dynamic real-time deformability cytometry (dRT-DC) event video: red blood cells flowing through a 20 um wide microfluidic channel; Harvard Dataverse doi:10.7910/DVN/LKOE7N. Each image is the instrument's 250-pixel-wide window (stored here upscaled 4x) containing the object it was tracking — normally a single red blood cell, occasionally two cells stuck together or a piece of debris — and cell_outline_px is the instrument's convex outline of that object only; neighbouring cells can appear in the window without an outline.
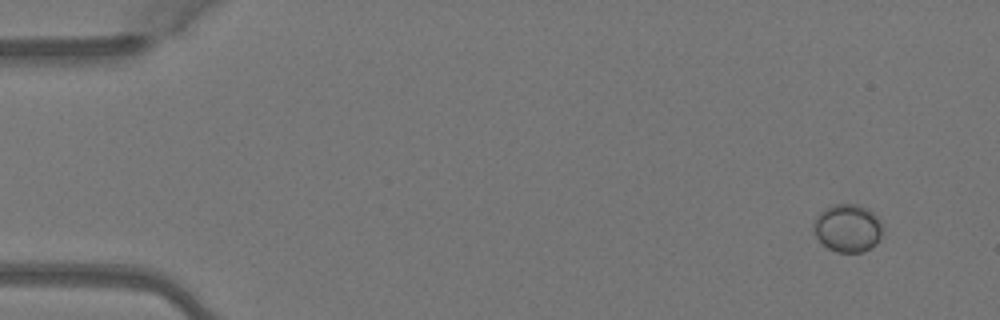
{"species": "Egyptian fruit bat (a non-hibernating species)", "species_latin": "Rousettus aegyptiacus", "temperature_condition": "warm", "stored_images_in_passage": 4, "camera_frame_rate_fps": 3000, "um_per_image_px": 0.085, "animal": {"sex": "female"}, "frame": {"image": 1, "passage_image": 1, "time_ms": 0.0, "image_size_px": [1000, 320], "cell_outline_px": [[880, 236], [876, 244], [860, 252], [836, 252], [828, 248], [816, 236], [812, 228], [812, 224], [816, 216], [824, 208], [836, 204], [856, 204], [868, 208], [880, 220]], "centroid_in_image_um": [72.01, 19.37], "position_along_channel_um": 13.0, "area_um2": 19.07}}
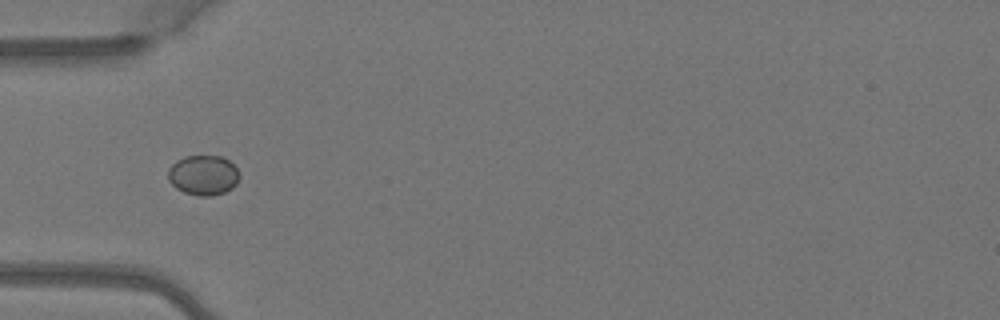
{"frame": {"image": 2, "passage_image": 4, "time_ms": 1.0, "image_size_px": [1000, 320], "cell_outline_px": [[240, 176], [236, 184], [232, 188], [224, 192], [212, 196], [196, 196], [184, 192], [176, 188], [168, 180], [168, 168], [176, 160], [184, 156], [224, 156], [236, 168]], "centroid_in_image_um": [17.27, 14.89], "position_along_channel_um": 67.7, "area_um2": 16.76}}